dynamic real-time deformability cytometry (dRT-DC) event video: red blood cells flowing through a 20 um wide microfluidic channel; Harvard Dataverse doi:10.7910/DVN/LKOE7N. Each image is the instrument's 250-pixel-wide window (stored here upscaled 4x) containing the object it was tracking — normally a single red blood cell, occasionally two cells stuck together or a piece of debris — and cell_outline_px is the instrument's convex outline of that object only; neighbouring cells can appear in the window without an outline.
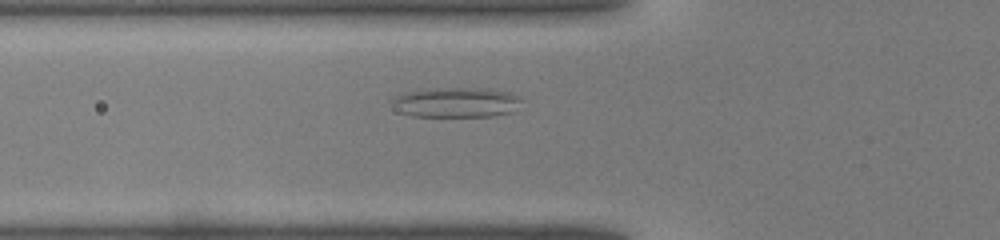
{"species": "common noctule bat (a hibernating species)", "species_latin": "Nyctalus noctula", "temperature_condition": "warm", "stored_images_in_passage": 26, "camera_frame_rate_fps": 3000, "um_per_image_px": 0.085, "animal": {"sex": "male", "body_mass_g": 19.0, "forearm_length_mm": 50.8}, "frame": {"image": 1, "passage_image": 2, "time_ms": 0.333, "image_size_px": [1000, 240], "cell_outline_px": [[520, 100], [512, 112], [492, 116], [412, 116], [400, 112], [388, 100], [396, 96], [408, 92], [436, 88], [488, 88], [512, 92], [520, 96]], "centroid_in_image_um": [38.78, 8.69], "position_along_channel_um": 87.0, "area_um2": 22.6}}
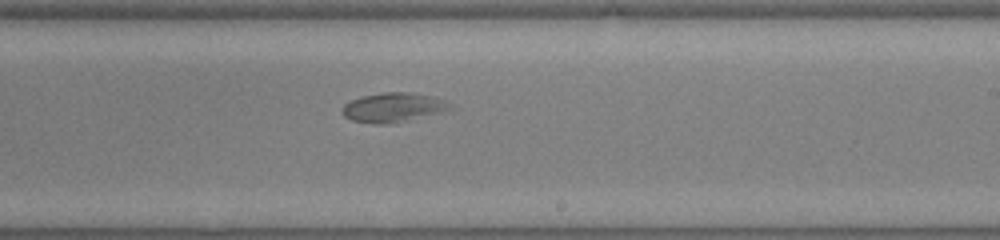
{"frame": {"image": 2, "passage_image": 13, "time_ms": 4.0, "image_size_px": [1000, 240], "cell_outline_px": [[452, 108], [440, 112], [392, 124], [376, 124], [352, 120], [344, 116], [340, 112], [340, 108], [344, 104], [360, 96], [380, 92], [412, 92], [436, 96], [448, 100], [452, 104]], "centroid_in_image_um": [33.42, 9.11], "position_along_channel_um": 255.6, "area_um2": 18.84}}
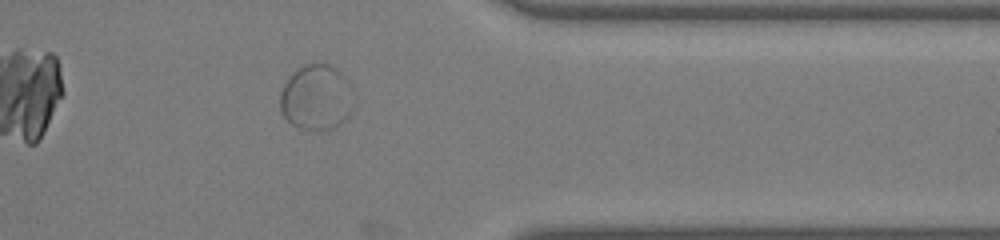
{"frame": {"image": 3, "passage_image": 22, "time_ms": 7.0, "image_size_px": [1000, 240], "cell_outline_px": [[356, 104], [352, 112], [344, 120], [332, 128], [304, 128], [292, 124], [280, 112], [280, 92], [284, 84], [292, 72], [308, 64], [328, 64], [336, 68], [352, 84], [356, 96]], "centroid_in_image_um": [26.95, 8.25], "position_along_channel_um": 384.4, "area_um2": 28.26}}